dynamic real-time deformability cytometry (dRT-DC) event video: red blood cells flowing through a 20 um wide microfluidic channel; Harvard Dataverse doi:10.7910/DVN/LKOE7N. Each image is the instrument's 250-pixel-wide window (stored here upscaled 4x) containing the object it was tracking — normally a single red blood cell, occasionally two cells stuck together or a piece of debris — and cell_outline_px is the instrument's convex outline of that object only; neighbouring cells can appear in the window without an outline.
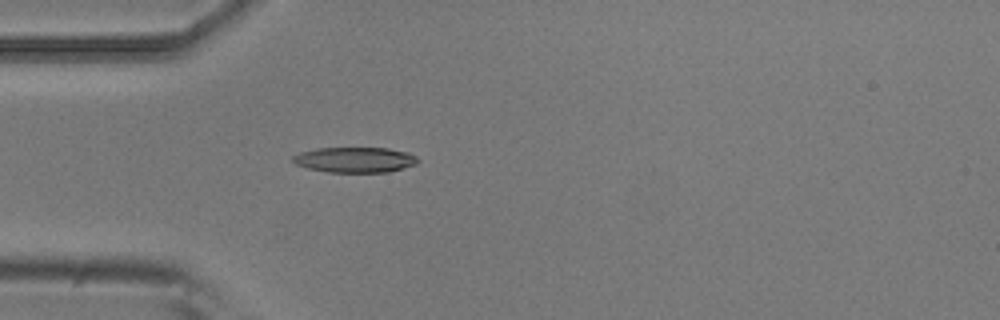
{"species": "common noctule bat (a hibernating species)", "species_latin": "Nyctalus noctula", "temperature_condition": "room temperature", "stored_images_in_passage": 4, "camera_frame_rate_fps": 3000, "um_per_image_px": 0.085, "animal": {"sex": "male", "body_mass_g": 20.5, "forearm_length_mm": 52.5}, "frame": {"image": 1, "passage_image": 4, "time_ms": 1.0, "image_size_px": [1000, 320], "cell_outline_px": [[420, 160], [416, 164], [388, 172], [328, 172], [308, 168], [296, 164], [292, 160], [292, 156], [300, 152], [316, 148], [388, 148], [408, 152], [416, 156]], "centroid_in_image_um": [30.17, 13.57], "position_along_channel_um": 54.8, "area_um2": 18.5}}